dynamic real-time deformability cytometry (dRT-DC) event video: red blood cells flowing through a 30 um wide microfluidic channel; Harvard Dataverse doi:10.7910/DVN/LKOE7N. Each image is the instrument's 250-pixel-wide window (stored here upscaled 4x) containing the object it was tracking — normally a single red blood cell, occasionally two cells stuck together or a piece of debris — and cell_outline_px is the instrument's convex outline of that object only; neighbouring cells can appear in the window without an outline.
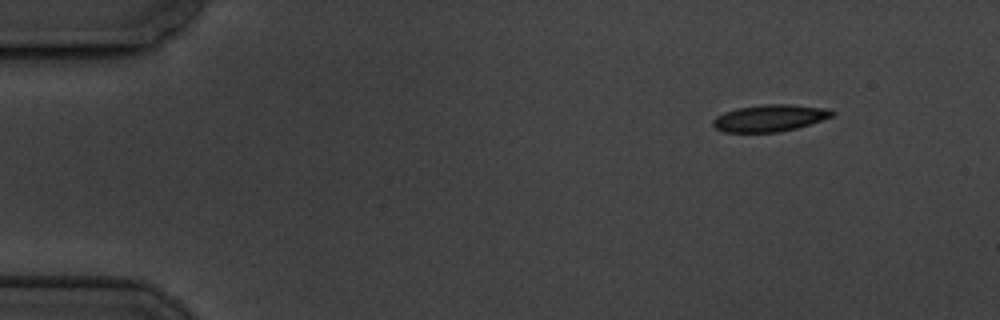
{"species": "common noctule bat (a hibernating species)", "species_latin": "Nyctalus noctula", "temperature_condition": "cold", "stored_images_in_passage": 14, "camera_frame_rate_fps": 3000, "um_per_image_px": 0.085, "animal": {"sex": "male", "body_mass_g": 19.5, "forearm_length_mm": 54.6}, "frame": {"image": 1, "passage_image": 1, "time_ms": 0.0, "image_size_px": [1000, 320], "cell_outline_px": [[836, 112], [832, 116], [796, 128], [780, 132], [724, 132], [716, 128], [712, 124], [712, 120], [716, 116], [724, 112], [736, 108], [764, 104], [792, 104], [828, 108]], "centroid_in_image_um": [65.41, 10.02], "position_along_channel_um": 19.6, "area_um2": 18.67}}
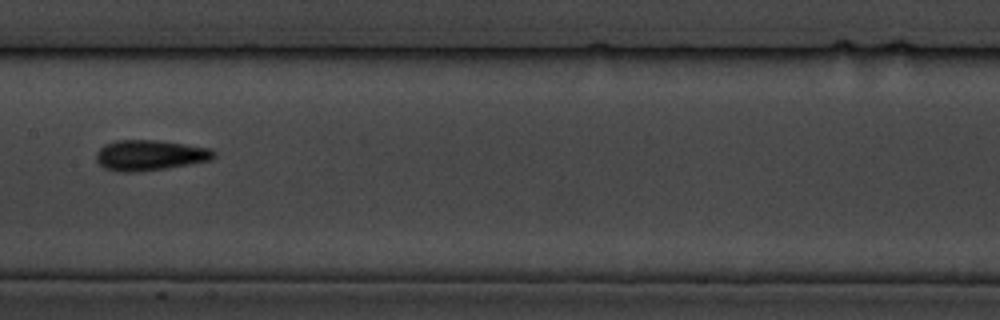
{"frame": {"image": 2, "passage_image": 7, "time_ms": 7.667, "image_size_px": [1000, 320], "cell_outline_px": [[216, 156], [212, 160], [164, 168], [136, 172], [120, 172], [104, 168], [96, 160], [96, 152], [104, 144], [116, 140], [156, 140], [212, 148], [216, 152]], "centroid_in_image_um": [12.74, 13.19], "position_along_channel_um": 194.7, "area_um2": 20.92}}
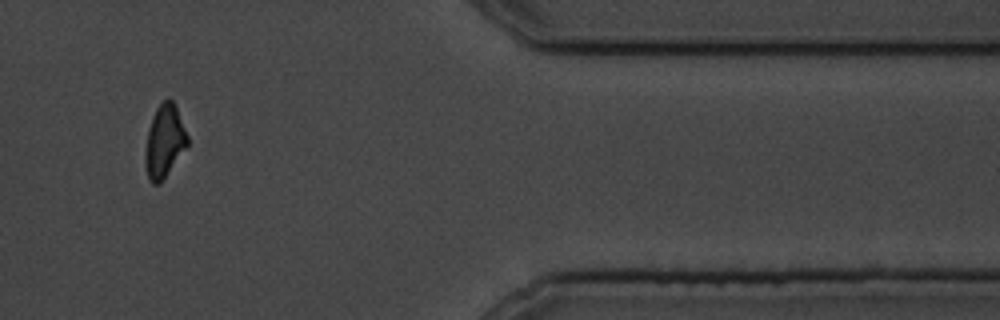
{"frame": {"image": 3, "passage_image": 12, "time_ms": 14.333, "image_size_px": [1000, 320], "cell_outline_px": [[188, 148], [160, 184], [152, 184], [148, 180], [144, 164], [144, 156], [148, 128], [152, 116], [156, 108], [168, 96], [172, 100], [176, 108], [188, 136]], "centroid_in_image_um": [13.97, 12.06], "position_along_channel_um": 397.4, "area_um2": 18.32}, "authors_computed_cell_mechanics": {"area_um2": 18.9006, "velocity_mm_per_s": 3.4926, "shape_relaxation_time_tau1_ms": 8.873, "shape_relaxation_time_tau2_ms": 5.2974, "deformation_change_tau1": 0.1948, "deformation_change_tau2": 0.1288}}